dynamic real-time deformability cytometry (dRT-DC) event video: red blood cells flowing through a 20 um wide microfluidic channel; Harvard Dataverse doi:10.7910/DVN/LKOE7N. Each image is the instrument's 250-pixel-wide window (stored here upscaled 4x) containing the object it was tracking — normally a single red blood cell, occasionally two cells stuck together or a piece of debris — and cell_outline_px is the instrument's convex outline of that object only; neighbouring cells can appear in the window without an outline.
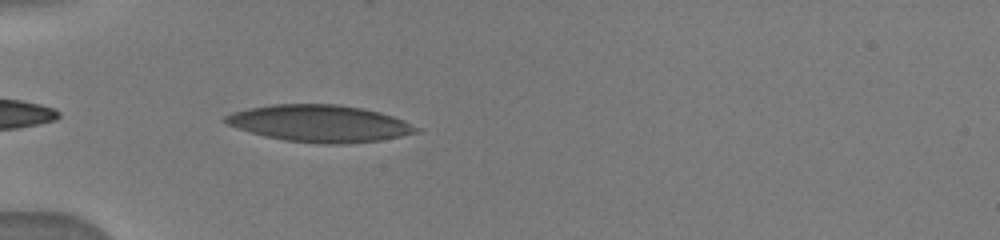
{"species": "human", "species_latin": "Homo sapiens", "temperature_condition": "warm", "stored_images_in_passage": 10, "camera_frame_rate_fps": 3000, "um_per_image_px": 0.085, "donor": {"sex": "male"}, "frame": {"image": 1, "passage_image": 2, "time_ms": 0.333, "image_size_px": [1000, 240], "cell_outline_px": [[420, 132], [380, 140], [348, 144], [320, 144], [284, 140], [264, 136], [236, 128], [220, 120], [224, 116], [232, 112], [248, 108], [272, 104], [336, 104], [360, 108], [380, 112], [404, 120], [420, 128]], "centroid_in_image_um": [27.15, 10.5], "position_along_channel_um": 57.9, "area_um2": 41.27}}
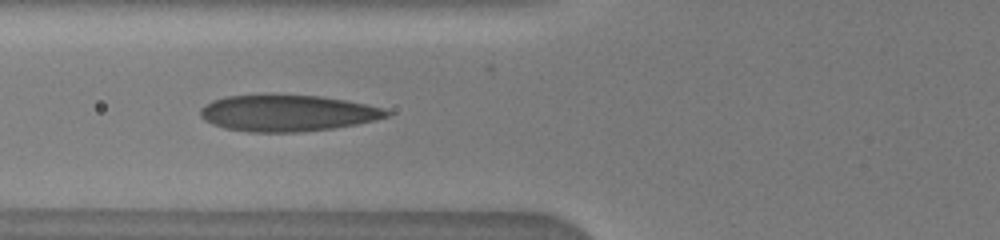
{"frame": {"image": 2, "passage_image": 8, "time_ms": 1.667, "image_size_px": [1000, 240], "cell_outline_px": [[392, 112], [388, 116], [376, 120], [356, 124], [332, 128], [300, 132], [248, 132], [224, 128], [212, 124], [204, 120], [200, 116], [200, 108], [204, 104], [212, 100], [228, 96], [320, 96], [344, 100], [384, 108]], "centroid_in_image_um": [24.41, 9.63], "position_along_channel_um": 101.4, "area_um2": 39.07}}